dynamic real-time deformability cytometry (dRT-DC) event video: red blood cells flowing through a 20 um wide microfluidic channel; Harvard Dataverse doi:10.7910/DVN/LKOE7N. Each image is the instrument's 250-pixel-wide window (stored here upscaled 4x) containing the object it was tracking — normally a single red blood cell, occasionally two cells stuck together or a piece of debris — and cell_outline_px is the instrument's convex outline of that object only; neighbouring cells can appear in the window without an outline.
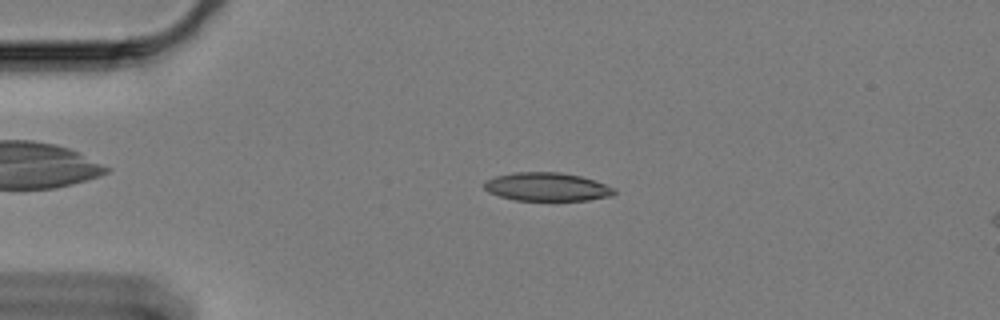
{"species": "Egyptian fruit bat (a non-hibernating species)", "species_latin": "Rousettus aegyptiacus", "temperature_condition": "cold", "stored_images_in_passage": 59, "camera_frame_rate_fps": 3000, "um_per_image_px": 0.085, "animal": {"sex": "female"}, "frame": {"image": 1, "passage_image": 13, "time_ms": 4.0, "image_size_px": [1000, 320], "cell_outline_px": [[616, 192], [612, 196], [588, 200], [516, 200], [500, 196], [488, 192], [484, 188], [484, 180], [496, 176], [512, 172], [560, 172], [580, 176], [616, 188]], "centroid_in_image_um": [46.47, 15.88], "position_along_channel_um": 38.5, "area_um2": 21.5}}
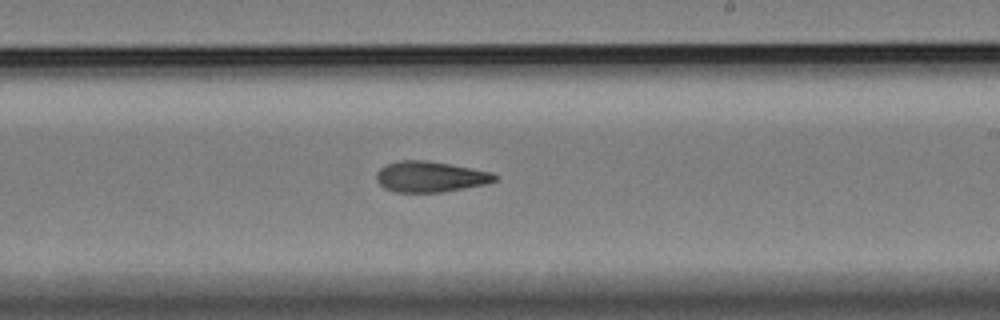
{"frame": {"image": 2, "passage_image": 35, "time_ms": 11.333, "image_size_px": [1000, 320], "cell_outline_px": [[500, 176], [496, 180], [488, 184], [444, 192], [396, 192], [384, 188], [376, 180], [376, 172], [380, 168], [396, 160], [428, 160], [472, 168], [492, 172]], "centroid_in_image_um": [36.6, 15.02], "position_along_channel_um": 252.4, "area_um2": 21.5}}
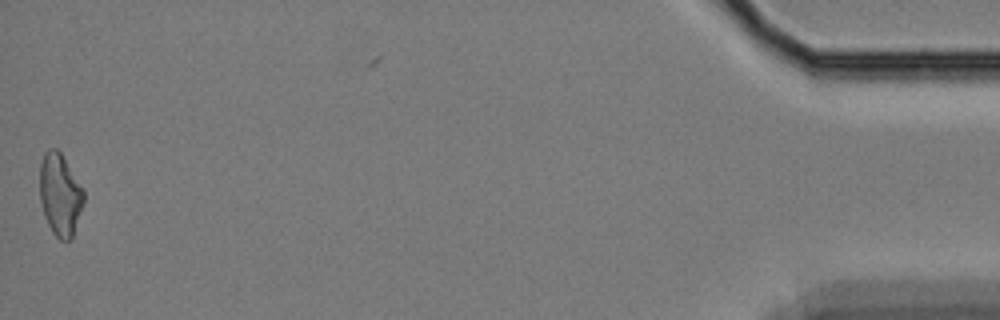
{"frame": {"image": 3, "passage_image": 59, "time_ms": 19.333, "image_size_px": [1000, 320], "cell_outline_px": [[84, 200], [72, 240], [60, 240], [52, 232], [44, 216], [40, 200], [40, 164], [44, 152], [48, 148], [56, 148], [60, 152], [84, 192]], "centroid_in_image_um": [5.08, 16.56], "position_along_channel_um": 430.1, "area_um2": 20.87}, "authors_computed_cell_mechanics": {"area_um2": 21.2704, "velocity_mm_per_s": 3.3449, "shape_relaxation_time_tau1_ms": null, "shape_relaxation_time_tau2_ms": 4.0646, "deformation_change_tau1": null, "deformation_change_tau2": 0.1182}}